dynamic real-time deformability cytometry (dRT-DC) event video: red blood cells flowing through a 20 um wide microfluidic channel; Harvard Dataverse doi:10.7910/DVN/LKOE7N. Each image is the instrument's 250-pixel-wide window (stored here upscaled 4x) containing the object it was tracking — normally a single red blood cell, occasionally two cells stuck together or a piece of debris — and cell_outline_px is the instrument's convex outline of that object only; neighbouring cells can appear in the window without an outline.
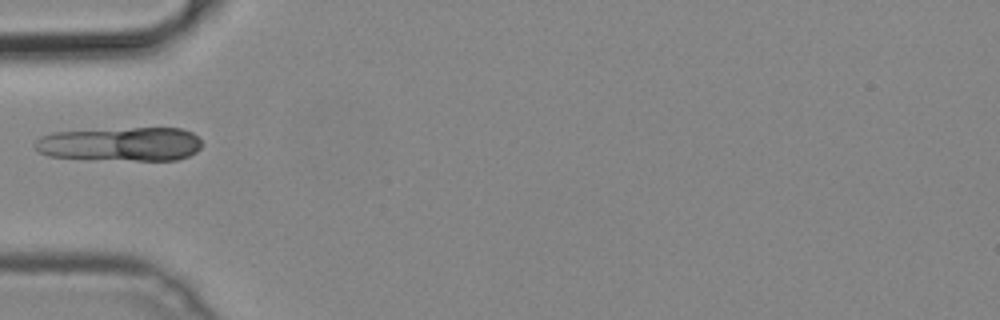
{"species": "common noctule bat (a hibernating species)", "species_latin": "Nyctalus noctula", "temperature_condition": "cold", "stored_images_in_passage": 18, "camera_frame_rate_fps": 3000, "um_per_image_px": 0.085, "animal": {"sex": "male", "body_mass_g": 19.2, "forearm_length_mm": 51.8}, "frame": {"image": 1, "passage_image": 1, "time_ms": 0.0, "image_size_px": [1000, 320], "cell_outline_px": [[200, 148], [196, 152], [188, 156], [176, 160], [136, 160], [48, 156], [40, 152], [32, 144], [40, 136], [52, 132], [132, 128], [180, 128], [192, 132], [200, 140]], "centroid_in_image_um": [10.26, 12.24], "position_along_channel_um": 74.7, "area_um2": 32.71}}